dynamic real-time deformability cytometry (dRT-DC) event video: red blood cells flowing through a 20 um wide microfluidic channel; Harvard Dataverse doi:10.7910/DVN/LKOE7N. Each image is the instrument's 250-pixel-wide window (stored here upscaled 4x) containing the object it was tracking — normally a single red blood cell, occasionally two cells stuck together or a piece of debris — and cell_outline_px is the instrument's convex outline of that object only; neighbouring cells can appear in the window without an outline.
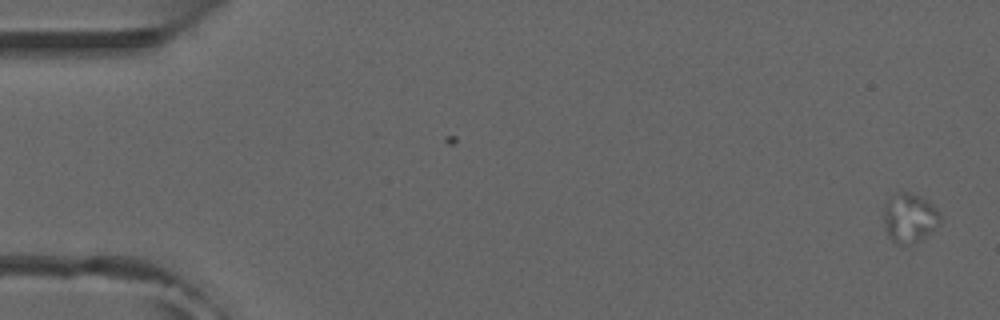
{"species": "common noctule bat (a hibernating species)", "species_latin": "Nyctalus noctula", "temperature_condition": "room temperature", "stored_images_in_passage": 14, "camera_frame_rate_fps": 3000, "um_per_image_px": 0.085, "animal": {"sex": "male", "forearm_length_mm": 52.5}, "frame": {"image": 1, "passage_image": 1, "time_ms": 0.0, "image_size_px": [1000, 320], "cell_outline_px": [[940, 224], [920, 240], [904, 244], [896, 244], [888, 236], [884, 220], [884, 208], [896, 192], [908, 192], [920, 196], [928, 200], [940, 212]], "centroid_in_image_um": [77.34, 18.51], "position_along_channel_um": 7.7, "area_um2": 15.95}}
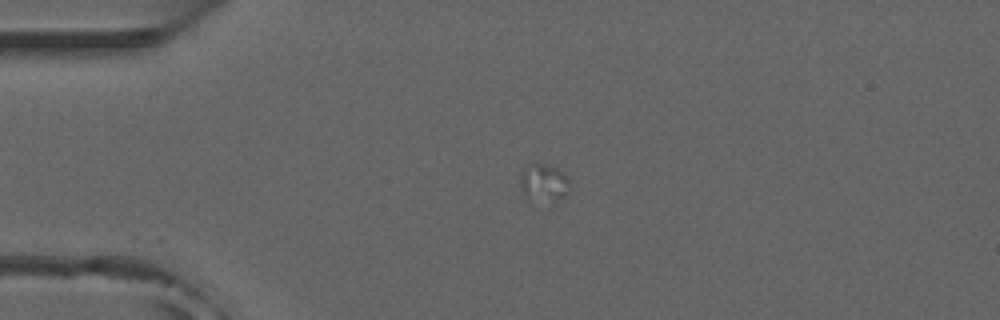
{"frame": {"image": 2, "passage_image": 12, "time_ms": 3.667, "image_size_px": [1000, 320], "cell_outline_px": [[568, 192], [564, 196], [548, 208], [524, 196], [520, 184], [520, 180], [524, 168], [528, 164], [548, 164], [564, 172], [568, 180]], "centroid_in_image_um": [46.23, 15.64], "position_along_channel_um": 38.8, "area_um2": 11.44}}